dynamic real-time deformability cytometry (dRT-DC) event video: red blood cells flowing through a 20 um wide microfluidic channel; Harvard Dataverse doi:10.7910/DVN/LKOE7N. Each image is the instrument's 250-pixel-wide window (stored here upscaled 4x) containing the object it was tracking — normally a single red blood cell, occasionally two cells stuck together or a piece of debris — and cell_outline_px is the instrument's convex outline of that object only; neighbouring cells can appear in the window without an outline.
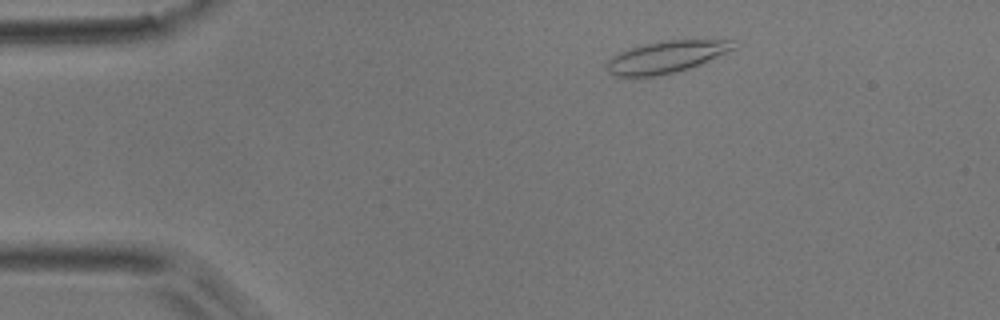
{"species": "common noctule bat (a hibernating species)", "species_latin": "Nyctalus noctula", "temperature_condition": "room temperature", "stored_images_in_passage": 47, "camera_frame_rate_fps": 3000, "um_per_image_px": 0.085, "animal": {"sex": "male", "body_mass_g": 17.9}, "frame": {"image": 1, "passage_image": 5, "time_ms": 1.333, "image_size_px": [1000, 320], "cell_outline_px": [[736, 48], [708, 60], [688, 68], [676, 72], [652, 76], [616, 76], [608, 72], [604, 64], [612, 56], [620, 52], [644, 44], [664, 40], [732, 40]], "centroid_in_image_um": [56.57, 4.84], "position_along_channel_um": 28.4, "area_um2": 23.18}}
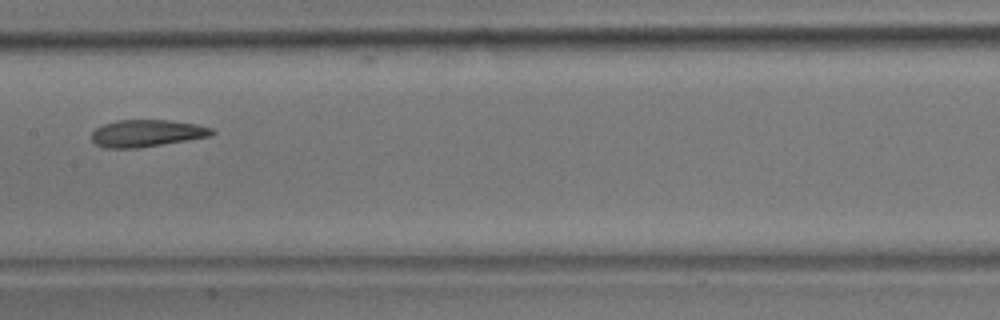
{"frame": {"image": 2, "passage_image": 22, "time_ms": 7.0, "image_size_px": [1000, 320], "cell_outline_px": [[216, 132], [212, 136], [140, 148], [104, 148], [96, 144], [92, 140], [92, 132], [96, 128], [104, 124], [116, 120], [168, 120], [196, 124], [212, 128]], "centroid_in_image_um": [12.49, 11.33], "position_along_channel_um": 194.9, "area_um2": 19.07}}
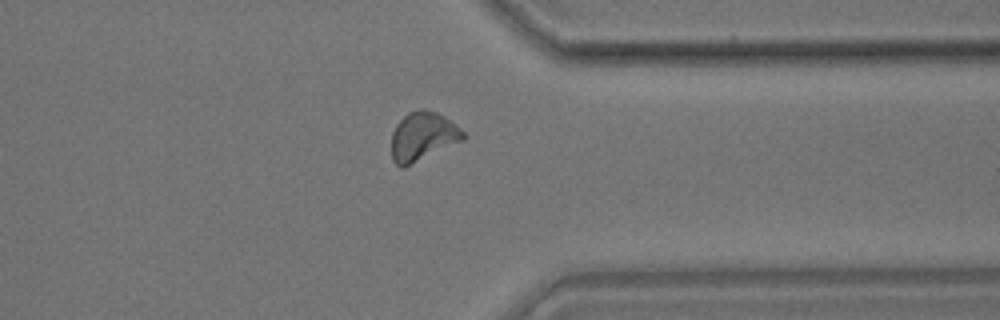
{"frame": {"image": 3, "passage_image": 36, "time_ms": 11.667, "image_size_px": [1000, 320], "cell_outline_px": [[468, 136], [464, 140], [404, 168], [400, 168], [392, 160], [392, 132], [396, 124], [408, 112], [420, 108], [424, 108], [436, 112], [444, 116], [456, 124]], "centroid_in_image_um": [35.95, 11.6], "position_along_channel_um": 375.5, "area_um2": 20.69}, "authors_computed_cell_mechanics": {"area_um2": 19.4786, "velocity_mm_per_s": 3.9691, "shape_relaxation_time_tau1_ms": 8.6147, "shape_relaxation_time_tau2_ms": 3.4382, "deformation_change_tau1": 0.2112, "deformation_change_tau2": 0.1169}}